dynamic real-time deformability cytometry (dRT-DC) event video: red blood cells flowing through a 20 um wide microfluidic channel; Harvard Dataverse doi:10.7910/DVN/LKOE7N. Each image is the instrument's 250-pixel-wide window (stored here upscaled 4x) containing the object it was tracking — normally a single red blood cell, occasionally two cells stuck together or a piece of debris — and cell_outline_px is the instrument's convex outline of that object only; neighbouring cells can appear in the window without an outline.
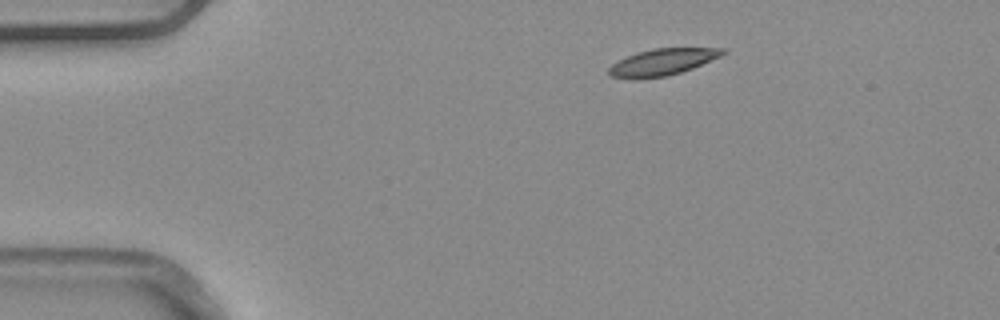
{"species": "common noctule bat (a hibernating species)", "species_latin": "Nyctalus noctula", "temperature_condition": "warm", "stored_images_in_passage": 3, "segment_of_instrument_passage": [1, 2], "camera_frame_rate_fps": 3000, "um_per_image_px": 0.085, "animal": {"sex": "male", "body_mass_g": 20.4}, "frame": {"image": 1, "passage_image": 1, "time_ms": 0.0, "image_size_px": [1000, 320], "cell_outline_px": [[728, 52], [720, 56], [692, 68], [680, 72], [664, 76], [612, 76], [608, 72], [608, 68], [612, 64], [636, 52], [652, 48], [724, 48]], "centroid_in_image_um": [56.38, 5.21], "position_along_channel_um": 28.6, "area_um2": 16.82}}